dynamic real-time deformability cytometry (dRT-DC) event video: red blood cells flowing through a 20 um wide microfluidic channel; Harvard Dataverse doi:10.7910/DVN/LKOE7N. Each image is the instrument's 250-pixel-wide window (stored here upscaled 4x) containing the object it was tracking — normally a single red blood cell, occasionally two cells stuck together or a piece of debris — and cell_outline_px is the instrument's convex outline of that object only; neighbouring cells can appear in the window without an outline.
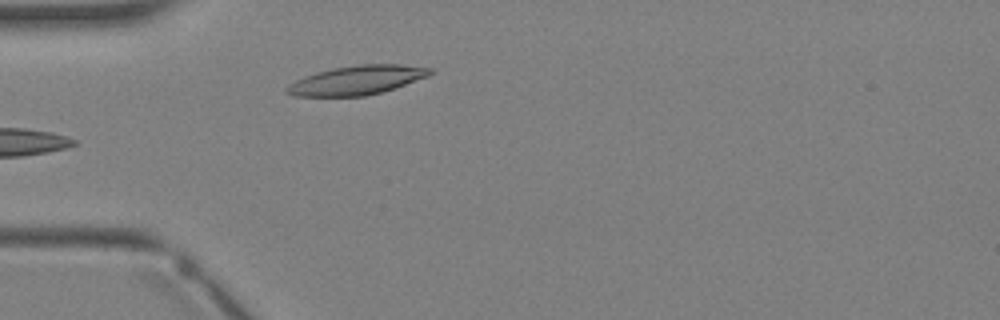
{"species": "Egyptian fruit bat (a non-hibernating species)", "species_latin": "Rousettus aegyptiacus", "temperature_condition": "warm", "stored_images_in_passage": 3, "camera_frame_rate_fps": 3000, "um_per_image_px": 0.085, "animal": {"sex": "female"}, "frame": {"image": 1, "passage_image": 3, "time_ms": 3.333, "image_size_px": [1000, 320], "cell_outline_px": [[432, 72], [428, 76], [396, 88], [364, 96], [296, 96], [284, 92], [284, 88], [288, 84], [304, 76], [316, 72], [336, 68], [360, 64], [400, 64], [432, 68]], "centroid_in_image_um": [30.31, 6.82], "position_along_channel_um": 54.7, "area_um2": 24.22}}